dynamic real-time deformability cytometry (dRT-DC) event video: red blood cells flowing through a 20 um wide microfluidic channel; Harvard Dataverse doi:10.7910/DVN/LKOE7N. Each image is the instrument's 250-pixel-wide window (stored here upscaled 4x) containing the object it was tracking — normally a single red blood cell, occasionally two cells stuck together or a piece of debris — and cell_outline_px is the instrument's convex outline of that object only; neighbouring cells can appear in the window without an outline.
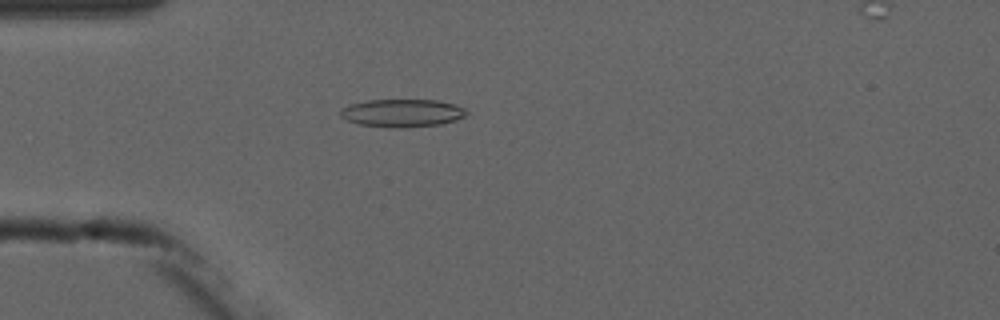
{"species": "common noctule bat (a hibernating species)", "species_latin": "Nyctalus noctula", "temperature_condition": "cold", "stored_images_in_passage": 5, "camera_frame_rate_fps": 3000, "um_per_image_px": 0.085, "animal": {"sex": "male", "forearm_length_mm": 52.5}, "frame": {"image": 1, "passage_image": 4, "time_ms": 4.667, "image_size_px": [1000, 320], "cell_outline_px": [[468, 112], [464, 116], [456, 120], [440, 124], [404, 128], [392, 128], [360, 124], [348, 120], [340, 116], [340, 108], [348, 104], [368, 100], [440, 100], [456, 104], [464, 108]], "centroid_in_image_um": [34.18, 9.6], "position_along_channel_um": 50.8, "area_um2": 20.63}}